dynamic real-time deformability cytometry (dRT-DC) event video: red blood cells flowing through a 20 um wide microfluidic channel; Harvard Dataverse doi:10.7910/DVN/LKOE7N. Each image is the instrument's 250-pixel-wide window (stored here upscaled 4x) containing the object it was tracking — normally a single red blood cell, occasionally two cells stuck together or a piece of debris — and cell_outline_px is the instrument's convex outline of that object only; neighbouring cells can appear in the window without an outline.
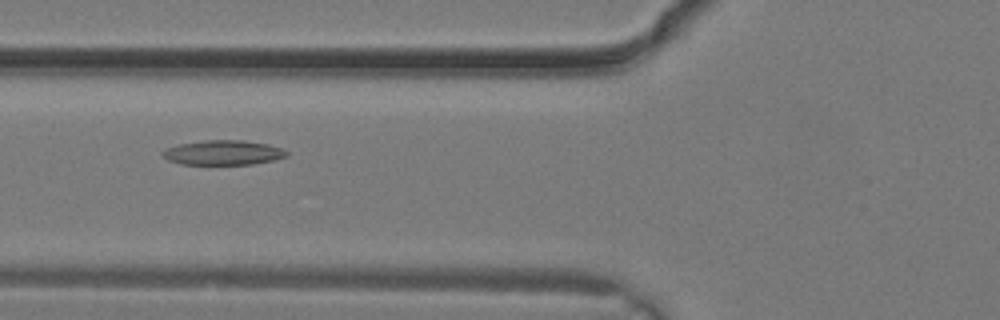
{"species": "common noctule bat (a hibernating species)", "species_latin": "Nyctalus noctula", "temperature_condition": "warm", "stored_images_in_passage": 30, "camera_frame_rate_fps": 3000, "um_per_image_px": 0.085, "animal": {"sex": "male", "body_mass_g": 19.2, "forearm_length_mm": 51.8}, "frame": {"image": 1, "passage_image": 12, "time_ms": 3.667, "image_size_px": [1000, 320], "cell_outline_px": [[288, 156], [272, 160], [252, 164], [180, 164], [168, 160], [160, 152], [168, 148], [180, 144], [204, 140], [244, 140], [268, 144], [280, 148], [288, 152]], "centroid_in_image_um": [18.97, 12.97], "position_along_channel_um": 106.8, "area_um2": 17.69}}
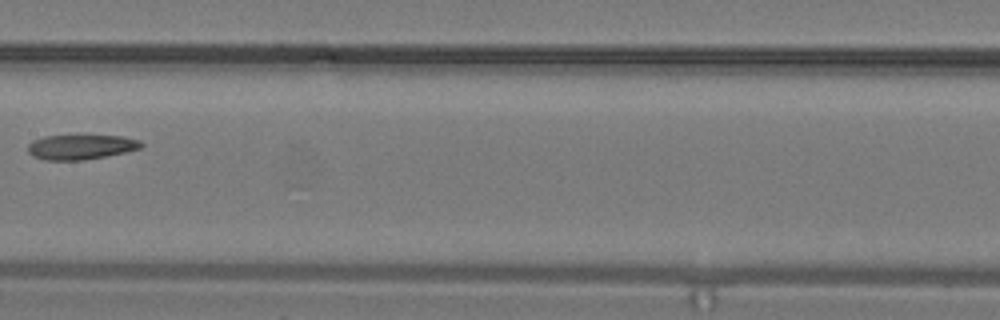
{"frame": {"image": 2, "passage_image": 16, "time_ms": 5.0, "image_size_px": [1000, 320], "cell_outline_px": [[144, 144], [140, 148], [124, 152], [84, 160], [44, 160], [32, 156], [28, 152], [28, 144], [32, 140], [44, 136], [120, 136], [140, 140]], "centroid_in_image_um": [6.83, 12.5], "position_along_channel_um": 200.6, "area_um2": 16.24}}
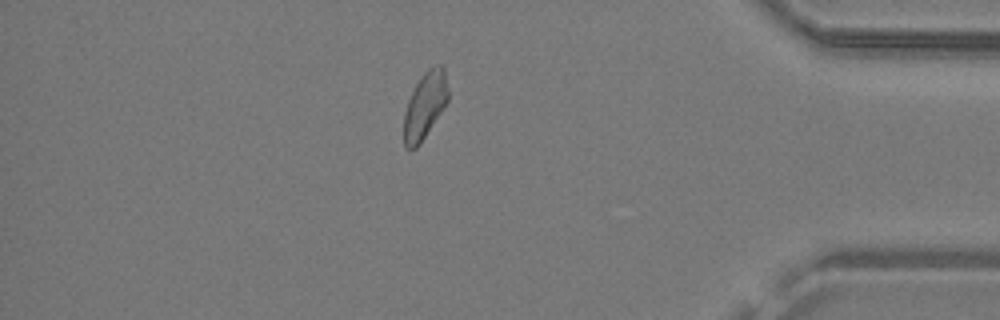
{"frame": {"image": 3, "passage_image": 26, "time_ms": 8.333, "image_size_px": [1000, 320], "cell_outline_px": [[448, 100], [420, 144], [416, 148], [404, 148], [404, 112], [408, 100], [420, 76], [428, 68], [440, 64], [444, 64], [448, 88]], "centroid_in_image_um": [36.12, 8.93], "position_along_channel_um": 399.1, "area_um2": 17.11}}